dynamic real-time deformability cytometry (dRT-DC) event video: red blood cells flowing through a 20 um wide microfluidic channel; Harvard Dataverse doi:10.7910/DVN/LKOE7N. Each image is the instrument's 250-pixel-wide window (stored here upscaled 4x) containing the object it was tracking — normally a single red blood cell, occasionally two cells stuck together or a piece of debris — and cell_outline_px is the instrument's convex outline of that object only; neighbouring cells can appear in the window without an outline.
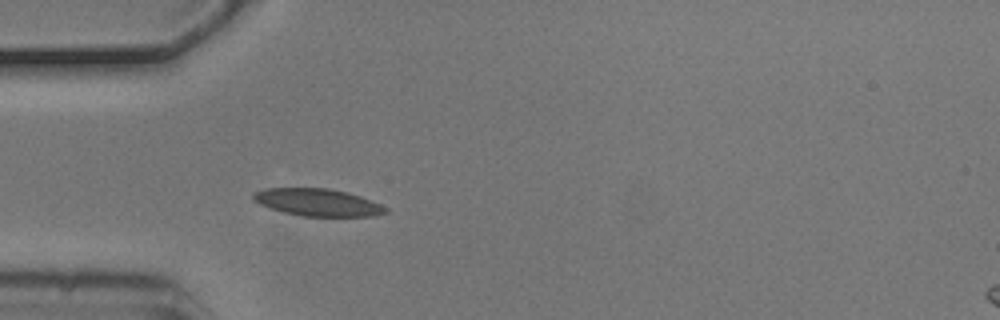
{"species": "common noctule bat (a hibernating species)", "species_latin": "Nyctalus noctula", "temperature_condition": "cold", "stored_images_in_passage": 3, "camera_frame_rate_fps": 3000, "um_per_image_px": 0.085, "animal": {"sex": "male", "body_mass_g": 20.5, "forearm_length_mm": 52.5}, "frame": {"image": 1, "passage_image": 3, "time_ms": 0.667, "image_size_px": [1000, 320], "cell_outline_px": [[388, 212], [372, 216], [300, 216], [284, 212], [260, 204], [252, 200], [252, 192], [264, 188], [328, 188], [348, 192], [360, 196], [380, 204], [388, 208]], "centroid_in_image_um": [26.98, 17.19], "position_along_channel_um": 58.0, "area_um2": 21.1}}